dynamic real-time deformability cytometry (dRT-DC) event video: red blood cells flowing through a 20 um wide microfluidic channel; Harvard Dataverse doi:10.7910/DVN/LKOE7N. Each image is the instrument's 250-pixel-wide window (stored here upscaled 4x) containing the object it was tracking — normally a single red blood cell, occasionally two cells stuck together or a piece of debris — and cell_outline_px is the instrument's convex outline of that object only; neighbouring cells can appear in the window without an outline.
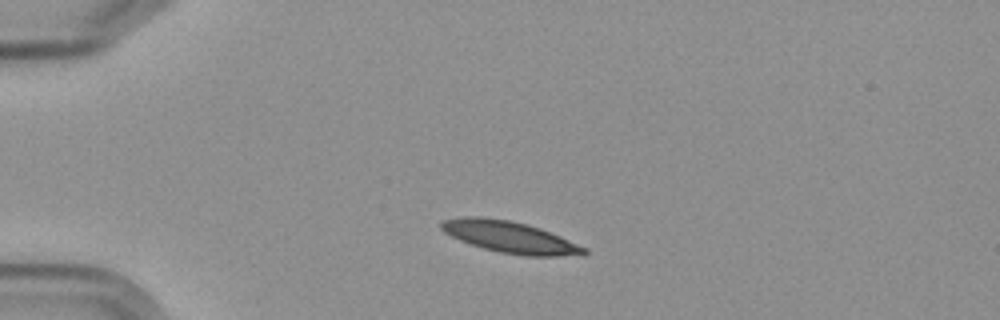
{"species": "Egyptian fruit bat (a non-hibernating species)", "species_latin": "Rousettus aegyptiacus", "temperature_condition": "cold", "stored_images_in_passage": 2, "camera_frame_rate_fps": 3000, "um_per_image_px": 0.085, "frame": {"image": 1, "passage_image": 1, "time_ms": 0.0, "image_size_px": [1000, 320], "cell_outline_px": [[588, 252], [584, 256], [524, 256], [500, 252], [484, 248], [460, 240], [444, 232], [440, 228], [440, 224], [444, 220], [464, 216], [480, 216], [512, 220], [528, 224], [540, 228], [560, 236], [588, 248]], "centroid_in_image_um": [43.4, 20.15], "position_along_channel_um": 41.6, "area_um2": 26.47}}